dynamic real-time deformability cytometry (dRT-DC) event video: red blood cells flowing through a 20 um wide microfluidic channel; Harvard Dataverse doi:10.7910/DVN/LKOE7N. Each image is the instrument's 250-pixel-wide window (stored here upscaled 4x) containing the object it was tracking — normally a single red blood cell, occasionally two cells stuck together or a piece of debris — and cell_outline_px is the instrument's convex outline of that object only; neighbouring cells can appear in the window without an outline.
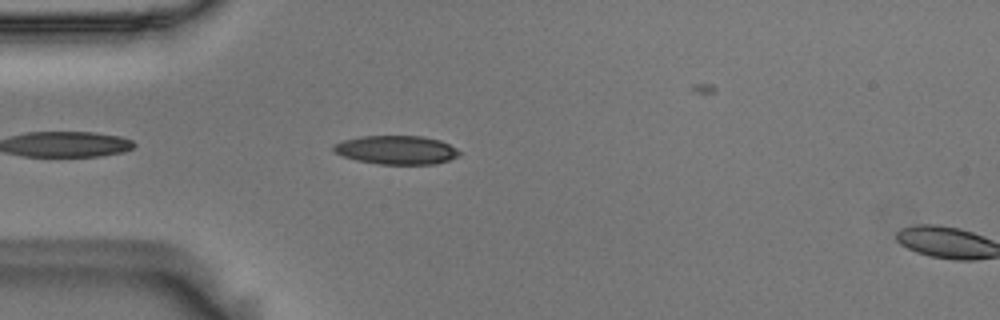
{"species": "Egyptian fruit bat (a non-hibernating species)", "species_latin": "Rousettus aegyptiacus", "temperature_condition": "room temperature", "stored_images_in_passage": 6, "camera_frame_rate_fps": 3000, "um_per_image_px": 0.085, "animal": {"sex": "male"}, "frame": {"image": 1, "passage_image": 4, "time_ms": 1.0, "image_size_px": [1000, 320], "cell_outline_px": [[460, 156], [436, 164], [380, 164], [356, 160], [332, 152], [332, 144], [344, 140], [360, 136], [420, 136], [440, 140], [456, 148], [460, 152]], "centroid_in_image_um": [33.67, 12.74], "position_along_channel_um": 51.3, "area_um2": 21.1}}